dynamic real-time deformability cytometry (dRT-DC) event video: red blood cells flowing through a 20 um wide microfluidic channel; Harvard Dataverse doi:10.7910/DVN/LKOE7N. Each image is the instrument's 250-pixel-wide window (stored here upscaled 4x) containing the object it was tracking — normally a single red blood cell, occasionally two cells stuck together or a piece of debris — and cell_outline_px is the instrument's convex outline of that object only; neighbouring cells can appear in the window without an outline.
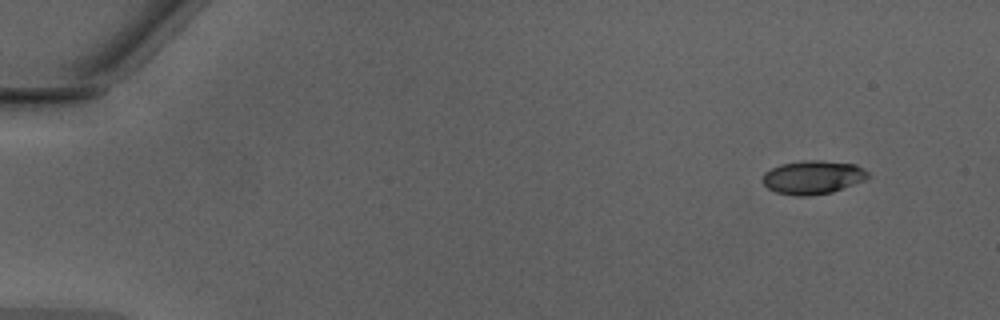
{"species": "Egyptian fruit bat (a non-hibernating species)", "species_latin": "Rousettus aegyptiacus", "temperature_condition": "warm", "stored_images_in_passage": 45, "camera_frame_rate_fps": 3000, "um_per_image_px": 0.085, "animal": {"sex": "male"}, "frame": {"image": 1, "passage_image": 1, "time_ms": 0.0, "image_size_px": [1000, 320], "cell_outline_px": [[872, 176], [864, 180], [832, 192], [808, 196], [796, 196], [776, 192], [768, 188], [760, 180], [764, 172], [780, 164], [804, 160], [820, 160], [856, 164], [864, 168]], "centroid_in_image_um": [69.09, 15.06], "position_along_channel_um": 15.9, "area_um2": 20.81}}
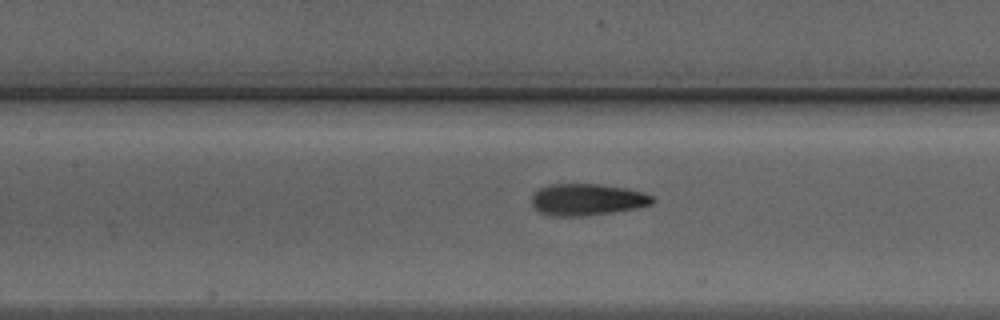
{"frame": {"image": 2, "passage_image": 20, "time_ms": 6.333, "image_size_px": [1000, 320], "cell_outline_px": [[656, 200], [652, 204], [636, 208], [612, 212], [584, 216], [556, 216], [540, 212], [532, 208], [532, 192], [548, 184], [600, 184], [624, 188], [644, 192], [652, 196]], "centroid_in_image_um": [49.88, 16.96], "position_along_channel_um": 157.5, "area_um2": 22.43}}
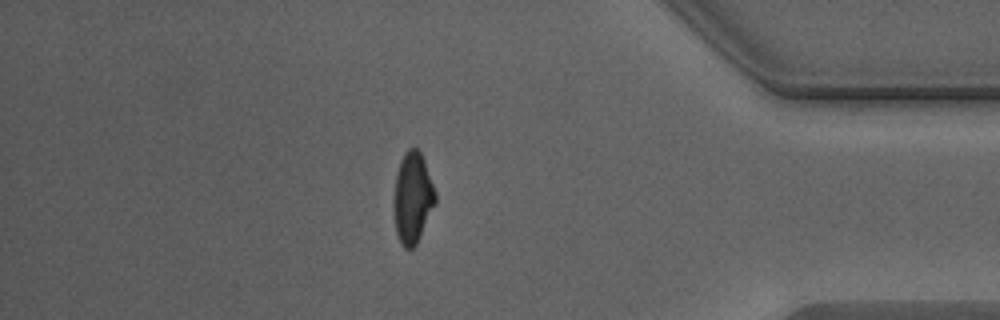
{"frame": {"image": 3, "passage_image": 39, "time_ms": 12.667, "image_size_px": [1000, 320], "cell_outline_px": [[436, 204], [416, 244], [412, 248], [404, 248], [400, 244], [396, 232], [392, 204], [396, 172], [400, 160], [404, 152], [408, 148], [416, 148], [420, 152], [424, 160], [436, 192]], "centroid_in_image_um": [35.05, 16.81], "position_along_channel_um": 400.1, "area_um2": 22.37}, "authors_computed_cell_mechanics": {"area_um2": 21.7906, "velocity_mm_per_s": 4.3214, "shape_relaxation_time_tau1_ms": 3.317, "shape_relaxation_time_tau2_ms": 0.8837, "deformation_change_tau1": 0.1626, "deformation_change_tau2": 0.0834}}